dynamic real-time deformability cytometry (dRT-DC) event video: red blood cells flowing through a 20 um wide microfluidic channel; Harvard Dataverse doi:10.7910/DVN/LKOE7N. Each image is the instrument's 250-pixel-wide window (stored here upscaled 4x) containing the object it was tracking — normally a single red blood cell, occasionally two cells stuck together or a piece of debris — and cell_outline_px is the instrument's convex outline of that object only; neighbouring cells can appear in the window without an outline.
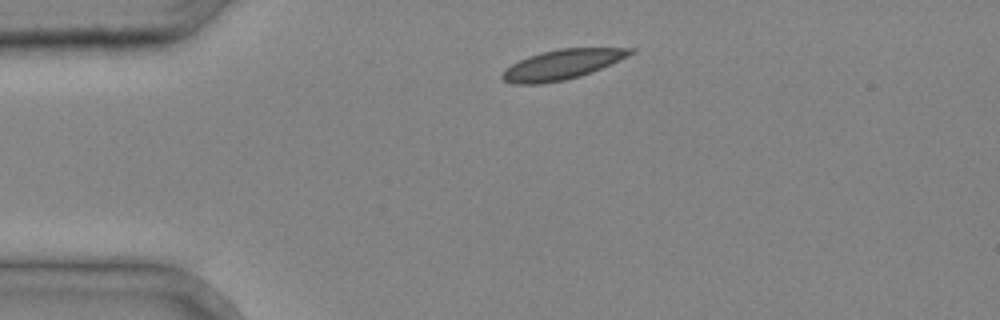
{"species": "common noctule bat (a hibernating species)", "species_latin": "Nyctalus noctula", "temperature_condition": "cold", "stored_images_in_passage": 2, "camera_frame_rate_fps": 3000, "um_per_image_px": 0.085, "animal": {"sex": "male", "body_mass_g": 20.4}, "frame": {"image": 1, "passage_image": 1, "time_ms": 0.0, "image_size_px": [1000, 320], "cell_outline_px": [[636, 52], [628, 56], [592, 72], [580, 76], [564, 80], [544, 84], [512, 84], [504, 80], [500, 76], [512, 64], [528, 56], [560, 48], [636, 48]], "centroid_in_image_um": [47.8, 5.49], "position_along_channel_um": 37.2, "area_um2": 22.08}}